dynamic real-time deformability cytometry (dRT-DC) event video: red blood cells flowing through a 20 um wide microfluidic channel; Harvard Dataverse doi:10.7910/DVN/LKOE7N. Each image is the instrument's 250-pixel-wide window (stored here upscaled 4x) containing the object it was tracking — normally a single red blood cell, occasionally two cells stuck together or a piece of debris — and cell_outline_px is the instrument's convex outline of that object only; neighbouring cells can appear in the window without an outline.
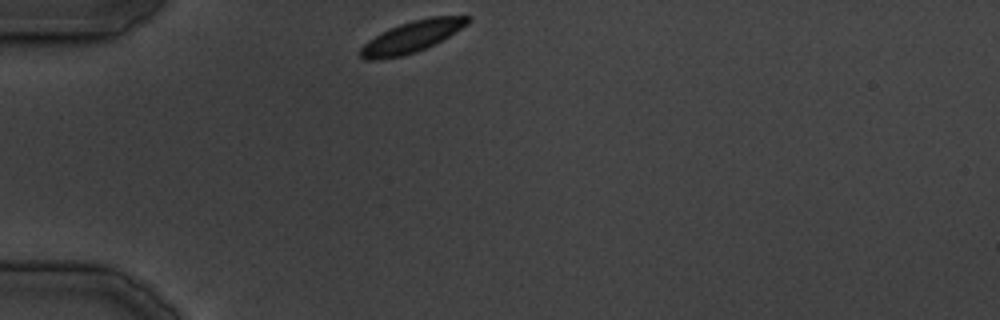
{"species": "common noctule bat (a hibernating species)", "species_latin": "Nyctalus noctula", "temperature_condition": "cold", "stored_images_in_passage": 20, "camera_frame_rate_fps": 3000, "um_per_image_px": 0.085, "animal": {"sex": "male", "body_mass_g": 19.5, "forearm_length_mm": 54.6}, "frame": {"image": 1, "passage_image": 1, "time_ms": 0.0, "image_size_px": [1000, 320], "cell_outline_px": [[472, 20], [468, 24], [448, 36], [416, 52], [400, 56], [376, 60], [368, 60], [360, 56], [360, 48], [368, 40], [400, 24], [412, 20], [432, 16], [472, 16]], "centroid_in_image_um": [35.02, 3.11], "position_along_channel_um": 50.0, "area_um2": 19.19}}
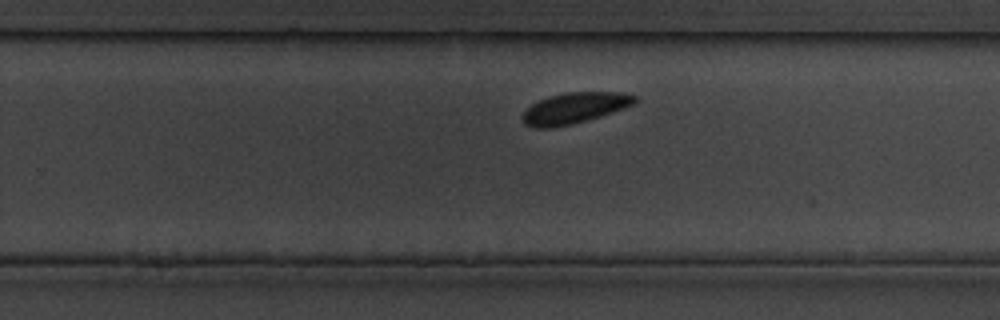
{"frame": {"image": 2, "passage_image": 17, "time_ms": 18.333, "image_size_px": [1000, 320], "cell_outline_px": [[636, 104], [600, 116], [572, 124], [552, 128], [532, 128], [524, 124], [520, 116], [532, 104], [540, 100], [552, 96], [568, 92], [620, 92], [636, 96]], "centroid_in_image_um": [48.82, 9.2], "position_along_channel_um": 281.0, "area_um2": 20.11}}